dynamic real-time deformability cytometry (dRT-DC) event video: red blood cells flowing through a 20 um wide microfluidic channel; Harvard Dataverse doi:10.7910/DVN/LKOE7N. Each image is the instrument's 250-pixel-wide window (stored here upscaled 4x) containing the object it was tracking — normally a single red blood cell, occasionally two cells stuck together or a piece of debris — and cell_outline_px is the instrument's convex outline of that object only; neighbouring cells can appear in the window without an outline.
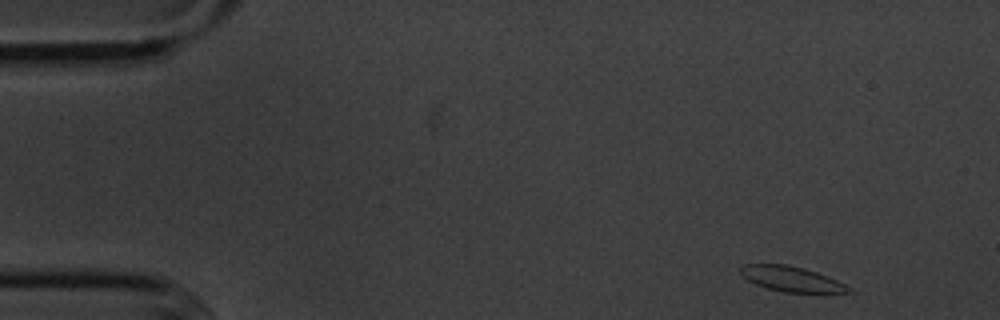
{"species": "common noctule bat (a hibernating species)", "species_latin": "Nyctalus noctula", "temperature_condition": "cold", "stored_images_in_passage": 5, "camera_frame_rate_fps": 3000, "um_per_image_px": 0.085, "animal": {"sex": "male", "body_mass_g": 20.1, "forearm_length_mm": 53.5}, "frame": {"image": 1, "passage_image": 1, "time_ms": 0.0, "image_size_px": [1000, 320], "cell_outline_px": [[852, 292], [784, 292], [768, 288], [756, 284], [748, 280], [740, 272], [740, 268], [744, 264], [788, 264], [804, 268], [828, 276], [852, 288]], "centroid_in_image_um": [67.27, 23.7], "position_along_channel_um": 17.7, "area_um2": 15.61}}